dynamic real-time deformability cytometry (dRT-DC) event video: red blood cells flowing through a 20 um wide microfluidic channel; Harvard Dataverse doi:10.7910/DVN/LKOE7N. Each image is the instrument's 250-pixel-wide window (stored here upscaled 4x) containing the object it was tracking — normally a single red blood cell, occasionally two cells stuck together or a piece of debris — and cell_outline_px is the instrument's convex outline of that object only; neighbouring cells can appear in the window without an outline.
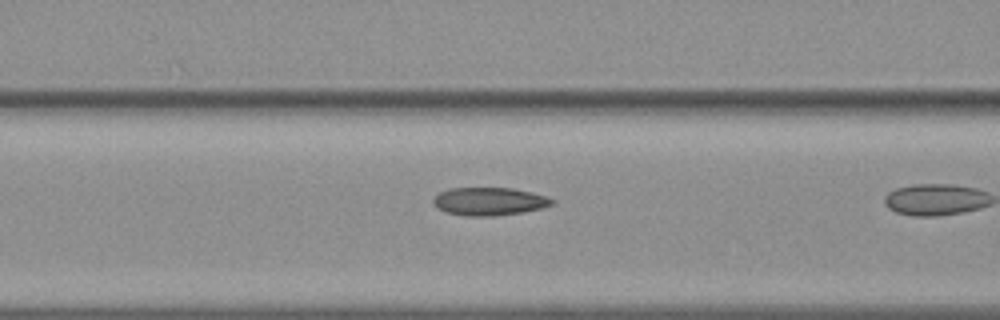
{"species": "common noctule bat (a hibernating species)", "species_latin": "Nyctalus noctula", "temperature_condition": "warm", "stored_images_in_passage": 5, "camera_frame_rate_fps": 3000, "um_per_image_px": 0.085, "animal": {"sex": "female", "body_mass_g": 19.3, "forearm_length_mm": 54.1}, "frame": {"image": 1, "passage_image": 3, "time_ms": 0.667, "image_size_px": [1000, 320], "cell_outline_px": [[556, 200], [552, 204], [544, 208], [520, 212], [492, 216], [464, 216], [444, 212], [436, 208], [432, 200], [440, 192], [448, 188], [512, 188], [532, 192], [548, 196]], "centroid_in_image_um": [41.58, 17.12], "position_along_channel_um": 125.0, "area_um2": 19.54}}